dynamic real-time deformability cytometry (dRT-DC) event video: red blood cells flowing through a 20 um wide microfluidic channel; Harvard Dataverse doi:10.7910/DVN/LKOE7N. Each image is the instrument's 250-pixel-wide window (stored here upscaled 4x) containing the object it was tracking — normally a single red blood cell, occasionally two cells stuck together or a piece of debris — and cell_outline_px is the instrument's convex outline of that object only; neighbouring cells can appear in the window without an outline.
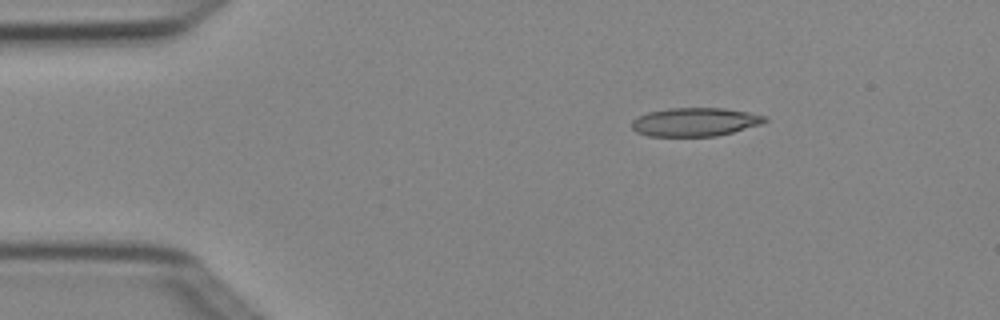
{"species": "Egyptian fruit bat (a non-hibernating species)", "species_latin": "Rousettus aegyptiacus", "temperature_condition": "cold", "stored_images_in_passage": 5, "camera_frame_rate_fps": 3000, "um_per_image_px": 0.085, "animal": {"sex": "female"}, "frame": {"image": 1, "passage_image": 2, "time_ms": 0.333, "image_size_px": [1000, 320], "cell_outline_px": [[768, 120], [760, 124], [732, 132], [716, 136], [648, 136], [636, 132], [632, 128], [632, 120], [648, 112], [668, 108], [724, 108], [748, 112], [768, 116]], "centroid_in_image_um": [59.08, 10.36], "position_along_channel_um": 25.9, "area_um2": 22.08}}
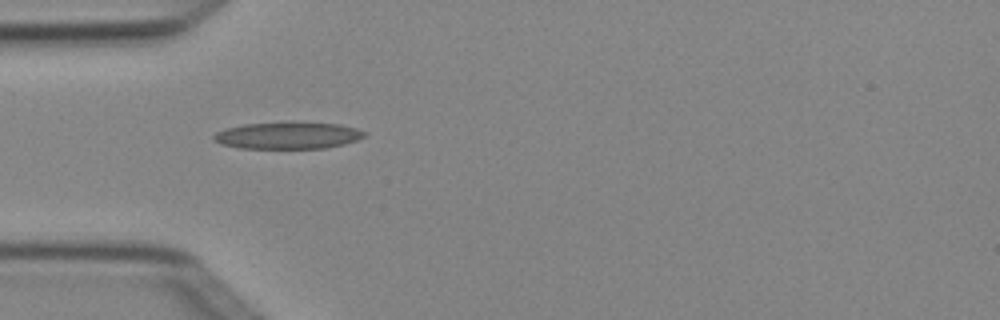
{"frame": {"image": 2, "passage_image": 4, "time_ms": 1.0, "image_size_px": [1000, 320], "cell_outline_px": [[368, 132], [364, 136], [356, 140], [344, 144], [324, 148], [240, 148], [220, 144], [212, 140], [212, 136], [216, 132], [228, 128], [244, 124], [288, 120], [340, 124], [356, 128]], "centroid_in_image_um": [24.47, 11.48], "position_along_channel_um": 60.5, "area_um2": 24.22}}
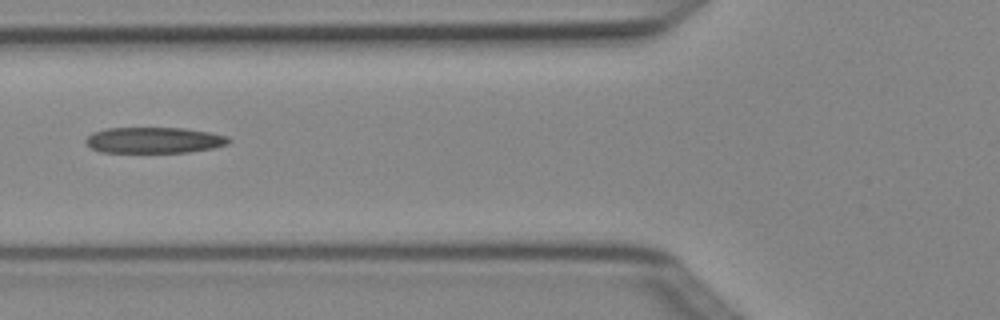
{"frame": {"image": 3, "passage_image": 5, "time_ms": 1.333, "image_size_px": [1000, 320], "cell_outline_px": [[232, 140], [228, 144], [212, 148], [188, 152], [100, 152], [92, 148], [84, 140], [92, 132], [104, 128], [184, 128], [208, 132], [228, 136]], "centroid_in_image_um": [13.09, 11.91], "position_along_channel_um": 112.7, "area_um2": 21.62}}